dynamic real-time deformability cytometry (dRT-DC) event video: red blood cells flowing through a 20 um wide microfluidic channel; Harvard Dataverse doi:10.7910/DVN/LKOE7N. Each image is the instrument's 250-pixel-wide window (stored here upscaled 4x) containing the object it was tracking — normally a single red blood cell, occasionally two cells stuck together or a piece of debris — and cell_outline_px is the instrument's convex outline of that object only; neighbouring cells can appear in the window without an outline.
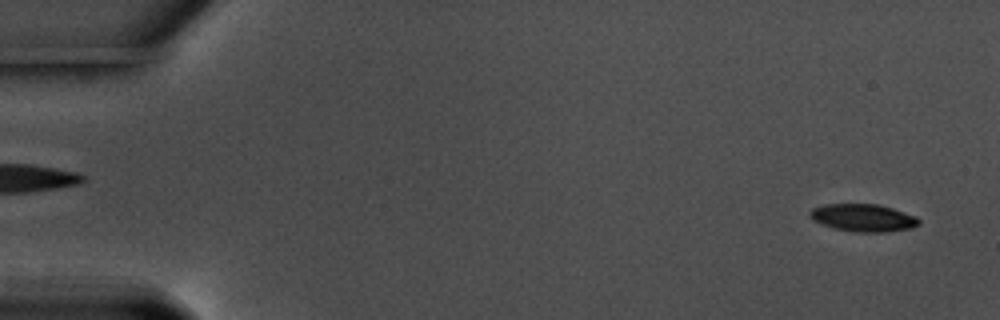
{"species": "common noctule bat (a hibernating species)", "species_latin": "Nyctalus noctula", "temperature_condition": "warm", "stored_images_in_passage": 58, "camera_frame_rate_fps": 3000, "um_per_image_px": 0.085, "animal": {"sex": "male", "body_mass_g": 17.5, "forearm_length_mm": 52.3}, "frame": {"image": 1, "passage_image": 3, "time_ms": 0.667, "image_size_px": [1000, 320], "cell_outline_px": [[920, 224], [912, 228], [884, 232], [856, 232], [836, 228], [820, 224], [812, 220], [808, 212], [812, 208], [824, 204], [876, 204], [892, 208], [916, 216], [920, 220]], "centroid_in_image_um": [73.36, 18.51], "position_along_channel_um": 11.6, "area_um2": 17.51}}
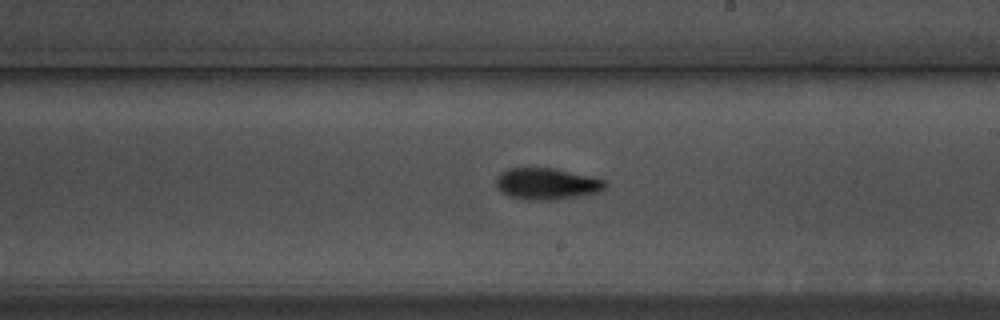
{"frame": {"image": 2, "passage_image": 34, "time_ms": 11.0, "image_size_px": [1000, 320], "cell_outline_px": [[608, 184], [604, 192], [580, 196], [552, 200], [528, 200], [508, 196], [496, 184], [496, 176], [508, 168], [552, 168], [592, 176], [604, 180]], "centroid_in_image_um": [46.54, 15.63], "position_along_channel_um": 242.5, "area_um2": 20.17}}
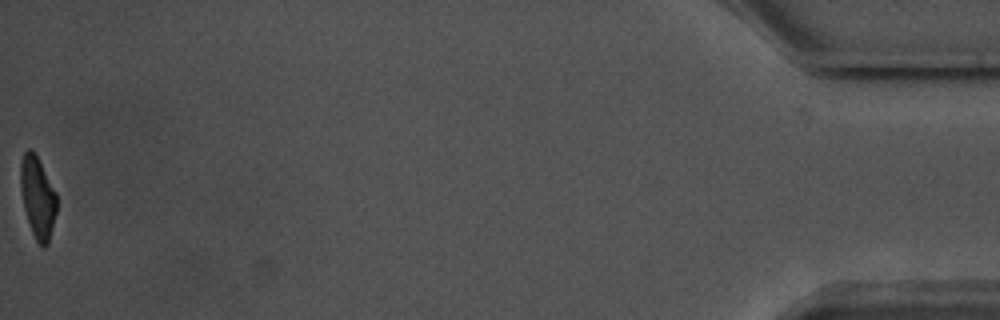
{"frame": {"image": 3, "passage_image": 58, "time_ms": 19.0, "image_size_px": [1000, 320], "cell_outline_px": [[56, 212], [48, 244], [44, 248], [36, 240], [32, 232], [24, 208], [20, 188], [20, 160], [24, 152], [28, 148], [32, 148], [56, 192]], "centroid_in_image_um": [3.18, 16.74], "position_along_channel_um": 432.0, "area_um2": 17.05}, "authors_computed_cell_mechanics": {"area_um2": 18.9006, "velocity_mm_per_s": 3.5882, "shape_relaxation_time_tau1_ms": 3.3796, "shape_relaxation_time_tau2_ms": 7.0072, "deformation_change_tau1": 0.1597, "deformation_change_tau2": 0.1623}}